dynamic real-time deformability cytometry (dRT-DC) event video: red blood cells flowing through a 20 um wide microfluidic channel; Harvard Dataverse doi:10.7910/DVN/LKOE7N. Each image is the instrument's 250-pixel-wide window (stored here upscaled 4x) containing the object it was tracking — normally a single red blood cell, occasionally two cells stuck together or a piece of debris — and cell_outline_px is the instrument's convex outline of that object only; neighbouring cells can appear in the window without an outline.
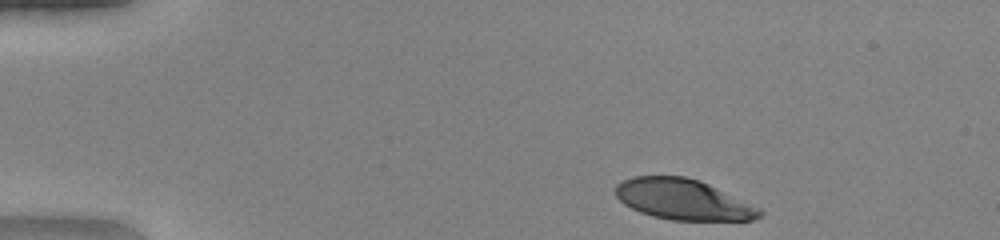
{"species": "human", "species_latin": "Homo sapiens", "temperature_condition": "warm", "stored_images_in_passage": 43, "camera_frame_rate_fps": 3000, "um_per_image_px": 0.085, "donor": {"sex": "female"}, "frame": {"image": 1, "passage_image": 1, "time_ms": 0.0, "image_size_px": [1000, 240], "cell_outline_px": [[764, 212], [760, 216], [752, 220], [672, 220], [652, 216], [640, 212], [624, 204], [616, 196], [616, 184], [620, 180], [632, 176], [684, 176], [700, 180], [760, 208]], "centroid_in_image_um": [58.04, 16.95], "position_along_channel_um": 27.0, "area_um2": 34.04}}
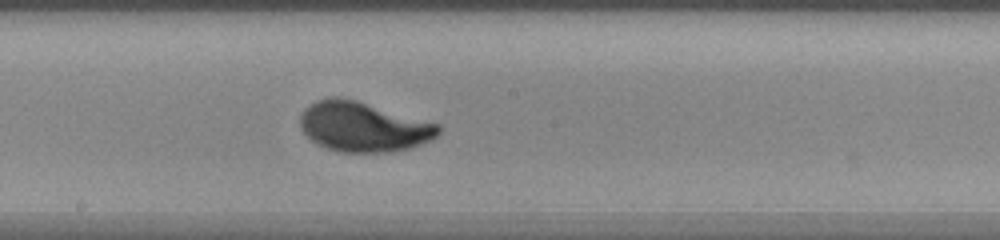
{"frame": {"image": 2, "passage_image": 21, "time_ms": 6.667, "image_size_px": [1000, 240], "cell_outline_px": [[440, 132], [432, 140], [408, 148], [392, 152], [340, 152], [316, 144], [300, 128], [300, 116], [316, 100], [352, 100], [440, 124]], "centroid_in_image_um": [30.92, 10.83], "position_along_channel_um": 217.3, "area_um2": 38.96}}
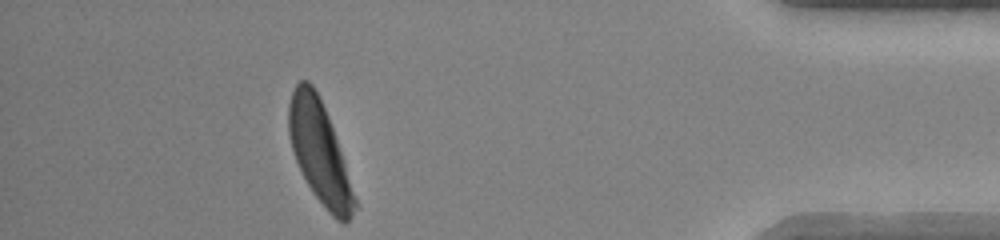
{"frame": {"image": 3, "passage_image": 38, "time_ms": 12.333, "image_size_px": [1000, 240], "cell_outline_px": [[360, 204], [352, 216], [344, 224], [336, 220], [328, 212], [312, 192], [296, 160], [292, 148], [288, 132], [288, 108], [292, 92], [296, 84], [300, 80], [308, 80], [312, 84], [324, 108], [332, 128]], "centroid_in_image_um": [27.2, 13.02], "position_along_channel_um": 408.0, "area_um2": 38.84}, "authors_computed_cell_mechanics": {"area_um2": 38.4948, "velocity_mm_per_s": 4.147, "shape_relaxation_time_tau1_ms": 2.5949, "shape_relaxation_time_tau2_ms": null, "deformation_change_tau1": 0.1941, "deformation_change_tau2": null}}